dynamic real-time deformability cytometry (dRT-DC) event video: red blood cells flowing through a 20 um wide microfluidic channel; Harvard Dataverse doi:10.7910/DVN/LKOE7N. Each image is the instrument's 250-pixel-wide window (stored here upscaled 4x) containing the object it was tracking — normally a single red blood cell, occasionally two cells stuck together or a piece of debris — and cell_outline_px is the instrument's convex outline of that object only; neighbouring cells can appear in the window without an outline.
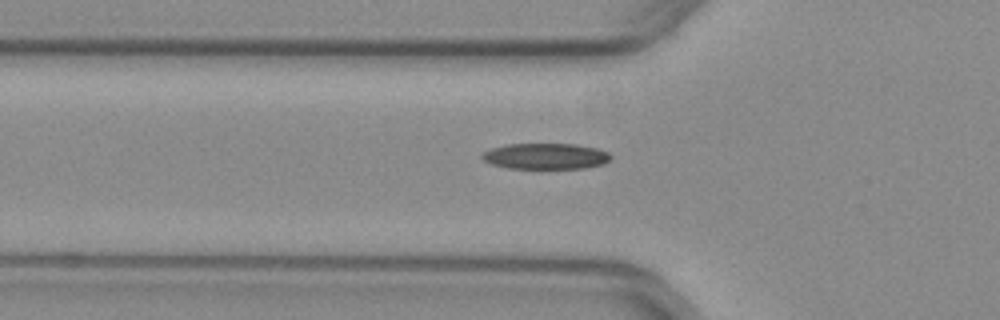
{"species": "common noctule bat (a hibernating species)", "species_latin": "Nyctalus noctula", "temperature_condition": "warm", "stored_images_in_passage": 47, "camera_frame_rate_fps": 3000, "um_per_image_px": 0.085, "animal": {"sex": "female", "body_mass_g": 29.2, "forearm_length_mm": 56.3}, "frame": {"image": 1, "passage_image": 18, "time_ms": 5.667, "image_size_px": [1000, 320], "cell_outline_px": [[612, 156], [604, 164], [584, 168], [508, 168], [492, 164], [484, 160], [480, 156], [484, 152], [492, 148], [508, 144], [576, 144], [596, 148], [608, 152]], "centroid_in_image_um": [46.39, 13.27], "position_along_channel_um": 79.4, "area_um2": 19.31}}
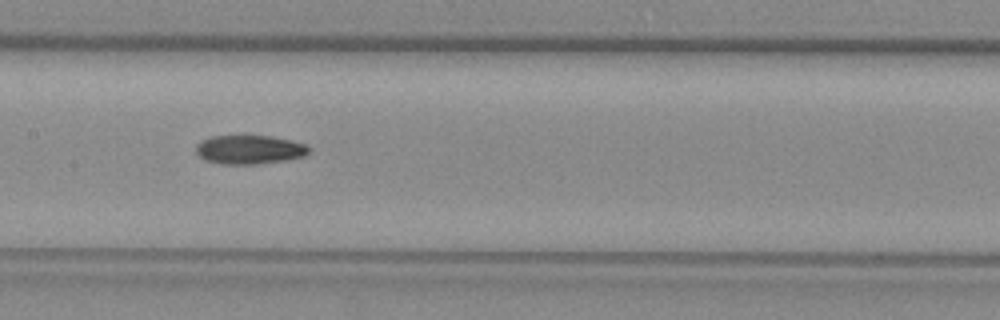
{"frame": {"image": 2, "passage_image": 26, "time_ms": 8.333, "image_size_px": [1000, 320], "cell_outline_px": [[308, 152], [304, 156], [288, 160], [256, 164], [220, 164], [204, 160], [196, 152], [196, 144], [212, 136], [244, 132], [272, 136], [292, 140], [304, 144], [308, 148]], "centroid_in_image_um": [21.17, 12.67], "position_along_channel_um": 186.2, "area_um2": 19.83}}
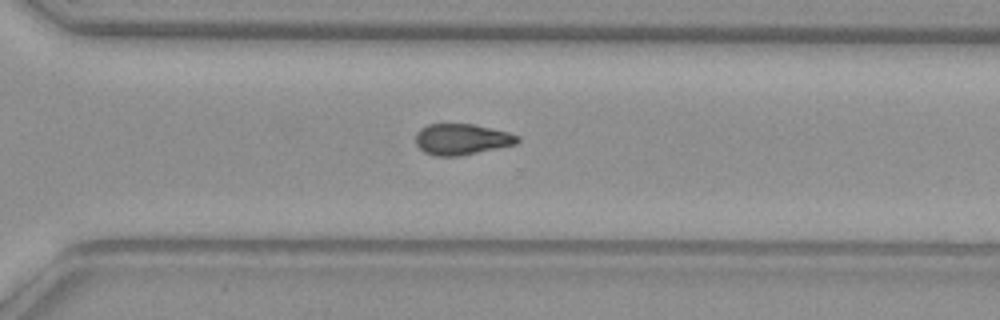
{"frame": {"image": 3, "passage_image": 37, "time_ms": 12.0, "image_size_px": [1000, 320], "cell_outline_px": [[520, 140], [516, 144], [460, 156], [436, 156], [424, 152], [416, 144], [416, 132], [420, 128], [428, 124], [472, 124], [508, 132], [520, 136]], "centroid_in_image_um": [39.24, 11.84], "position_along_channel_um": 331.4, "area_um2": 18.38}, "authors_computed_cell_mechanics": {"area_um2": 18.9584, "velocity_mm_per_s": 3.9712, "shape_relaxation_time_tau1_ms": 11.3454, "shape_relaxation_time_tau2_ms": 10.3755, "deformation_change_tau1": 0.2632, "deformation_change_tau2": 0.1949}}